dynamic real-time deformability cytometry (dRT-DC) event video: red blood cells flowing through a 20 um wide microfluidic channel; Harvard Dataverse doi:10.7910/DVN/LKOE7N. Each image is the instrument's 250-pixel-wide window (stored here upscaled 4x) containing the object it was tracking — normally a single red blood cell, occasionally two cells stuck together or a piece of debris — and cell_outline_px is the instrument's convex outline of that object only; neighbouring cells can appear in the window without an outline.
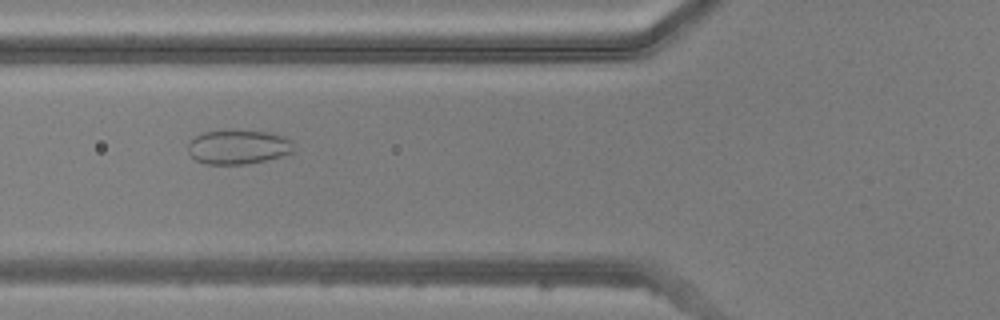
{"species": "common noctule bat (a hibernating species)", "species_latin": "Nyctalus noctula", "temperature_condition": "warm", "stored_images_in_passage": 50, "camera_frame_rate_fps": 3000, "um_per_image_px": 0.085, "animal": {"sex": "male", "body_mass_g": 20.5, "forearm_length_mm": 52.5}, "frame": {"image": 1, "passage_image": 19, "time_ms": 6.0, "image_size_px": [1000, 320], "cell_outline_px": [[292, 152], [280, 156], [264, 160], [244, 164], [204, 164], [196, 160], [188, 152], [188, 140], [204, 132], [232, 128], [268, 132], [284, 136], [292, 140]], "centroid_in_image_um": [20.2, 12.45], "position_along_channel_um": 105.6, "area_um2": 21.5}}
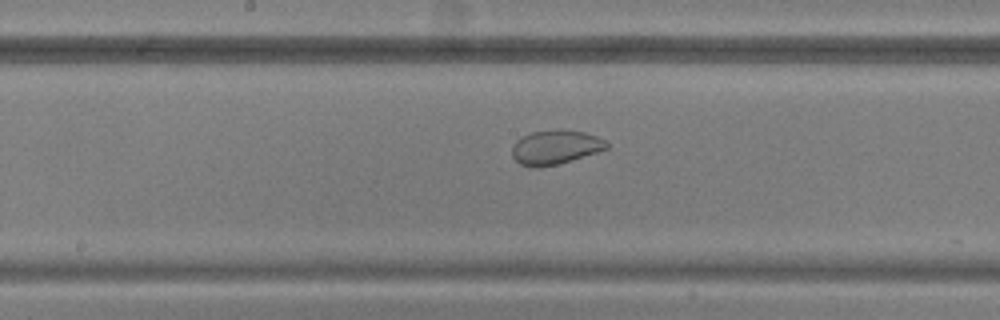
{"frame": {"image": 2, "passage_image": 26, "time_ms": 8.333, "image_size_px": [1000, 320], "cell_outline_px": [[608, 148], [596, 152], [556, 164], [536, 168], [532, 168], [520, 164], [512, 156], [512, 144], [516, 140], [532, 132], [556, 128], [584, 132], [596, 136], [604, 140], [608, 144]], "centroid_in_image_um": [47.16, 12.5], "position_along_channel_um": 201.0, "area_um2": 18.79}}
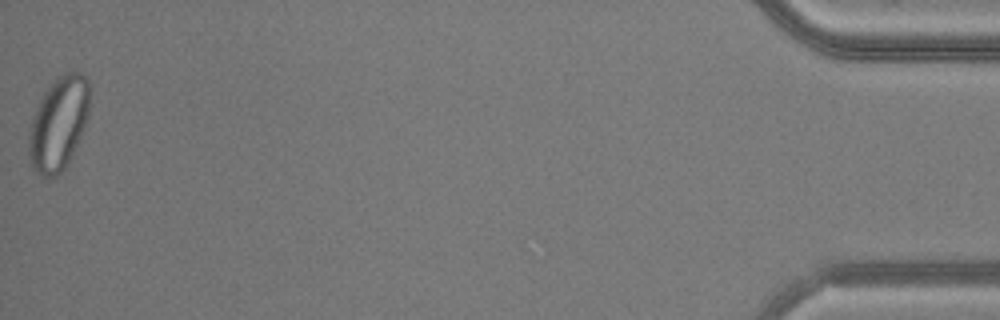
{"frame": {"image": 3, "passage_image": 50, "time_ms": 16.333, "image_size_px": [1000, 320], "cell_outline_px": [[88, 116], [84, 128], [64, 168], [56, 176], [40, 176], [36, 172], [32, 164], [28, 152], [28, 140], [32, 120], [40, 100], [44, 92], [60, 76], [68, 72], [80, 72], [88, 80]], "centroid_in_image_um": [4.97, 10.5], "position_along_channel_um": 430.2, "area_um2": 32.14}}